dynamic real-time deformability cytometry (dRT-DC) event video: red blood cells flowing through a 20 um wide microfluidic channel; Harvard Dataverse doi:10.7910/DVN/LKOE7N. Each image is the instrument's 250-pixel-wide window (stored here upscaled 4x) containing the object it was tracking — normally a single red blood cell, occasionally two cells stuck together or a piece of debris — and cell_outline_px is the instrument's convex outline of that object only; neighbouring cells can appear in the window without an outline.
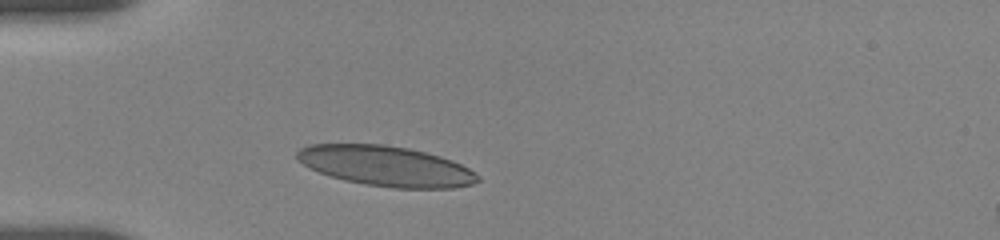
{"species": "human", "species_latin": "Homo sapiens", "temperature_condition": "room temperature", "stored_images_in_passage": 3, "camera_frame_rate_fps": 3000, "um_per_image_px": 0.085, "donor": {"sex": "female"}, "frame": {"image": 1, "passage_image": 1, "time_ms": 0.0, "image_size_px": [1000, 240], "cell_outline_px": [[480, 180], [472, 184], [452, 188], [392, 188], [364, 184], [344, 180], [308, 168], [296, 160], [296, 152], [300, 148], [308, 144], [384, 144], [408, 148], [440, 156], [452, 160], [476, 172], [480, 176]], "centroid_in_image_um": [32.79, 14.11], "position_along_channel_um": 52.2, "area_um2": 42.48}}